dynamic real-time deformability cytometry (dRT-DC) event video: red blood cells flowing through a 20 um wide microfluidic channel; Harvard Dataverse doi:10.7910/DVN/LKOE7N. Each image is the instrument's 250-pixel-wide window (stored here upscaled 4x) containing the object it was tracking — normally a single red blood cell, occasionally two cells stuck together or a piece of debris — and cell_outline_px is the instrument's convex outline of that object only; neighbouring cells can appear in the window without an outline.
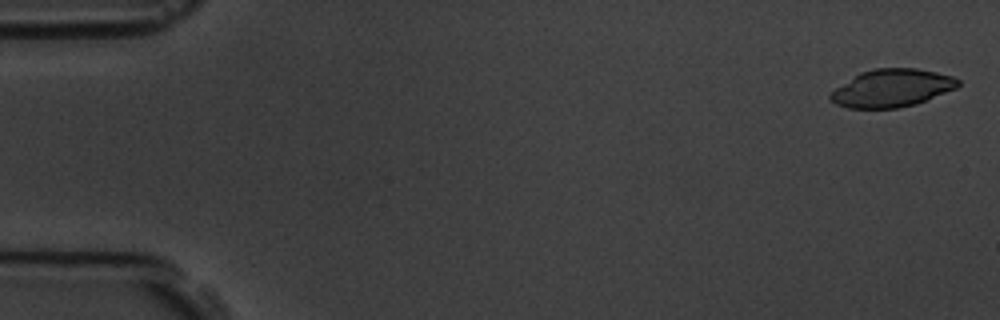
{"species": "common noctule bat (a hibernating species)", "species_latin": "Nyctalus noctula", "temperature_condition": "room temperature", "stored_images_in_passage": 4, "camera_frame_rate_fps": 3000, "um_per_image_px": 0.085, "animal": {"sex": "male", "body_mass_g": 19.5, "forearm_length_mm": 54.6}, "frame": {"image": 1, "passage_image": 1, "time_ms": 0.0, "image_size_px": [1000, 320], "cell_outline_px": [[960, 84], [956, 88], [916, 104], [896, 108], [848, 108], [836, 104], [828, 100], [828, 96], [836, 88], [860, 72], [876, 68], [916, 68], [936, 72], [952, 76], [960, 80]], "centroid_in_image_um": [75.8, 7.49], "position_along_channel_um": 9.2, "area_um2": 27.98}}